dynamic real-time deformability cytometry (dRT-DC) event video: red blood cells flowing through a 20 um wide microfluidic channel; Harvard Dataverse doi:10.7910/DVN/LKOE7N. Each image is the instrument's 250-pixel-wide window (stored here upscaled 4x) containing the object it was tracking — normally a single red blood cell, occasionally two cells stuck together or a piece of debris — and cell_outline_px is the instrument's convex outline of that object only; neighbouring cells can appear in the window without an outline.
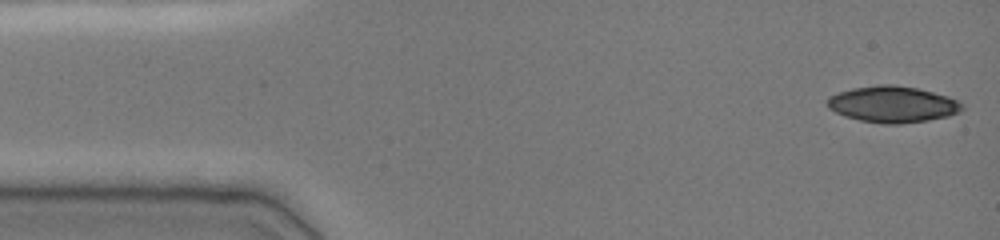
{"species": "common noctule bat (a hibernating species)", "species_latin": "Nyctalus noctula", "temperature_condition": "cold", "stored_images_in_passage": 48, "camera_frame_rate_fps": 3000, "um_per_image_px": 0.085, "animal": {"sex": "female", "body_mass_g": 19.0, "forearm_length_mm": 51.5}, "frame": {"image": 1, "passage_image": 1, "time_ms": 0.0, "image_size_px": [1000, 240], "cell_outline_px": [[964, 108], [960, 112], [948, 116], [928, 120], [900, 124], [884, 124], [860, 120], [844, 116], [828, 108], [824, 104], [828, 96], [852, 88], [876, 84], [896, 84], [916, 88], [948, 96], [964, 104]], "centroid_in_image_um": [75.85, 8.86], "position_along_channel_um": 9.2, "area_um2": 28.78}}
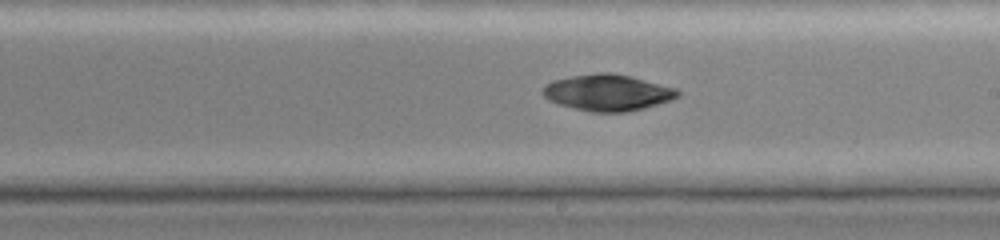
{"frame": {"image": 2, "passage_image": 27, "time_ms": 8.667, "image_size_px": [1000, 240], "cell_outline_px": [[680, 96], [672, 100], [644, 108], [628, 112], [592, 112], [556, 104], [548, 100], [540, 92], [544, 84], [552, 80], [572, 76], [596, 72], [608, 72], [632, 76], [676, 88], [680, 92]], "centroid_in_image_um": [51.63, 7.87], "position_along_channel_um": 237.4, "area_um2": 28.96}}
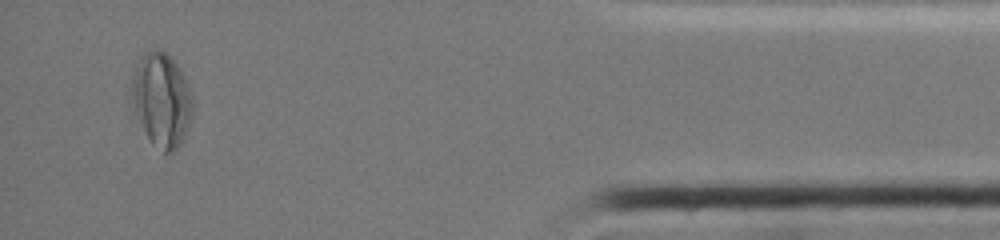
{"frame": {"image": 3, "passage_image": 45, "time_ms": 14.667, "image_size_px": [1000, 240], "cell_outline_px": [[192, 120], [184, 140], [172, 152], [164, 156], [152, 144], [132, 116], [128, 104], [128, 88], [136, 64], [140, 56], [148, 48], [160, 48], [180, 68], [188, 84], [192, 96]], "centroid_in_image_um": [13.64, 8.52], "position_along_channel_um": 421.6, "area_um2": 35.37}, "authors_computed_cell_mechanics": {"area_um2": 29.2468, "velocity_mm_per_s": 3.8922, "shape_relaxation_time_tau1_ms": 10.5969, "shape_relaxation_time_tau2_ms": null, "deformation_change_tau1": 0.4405, "deformation_change_tau2": null}}